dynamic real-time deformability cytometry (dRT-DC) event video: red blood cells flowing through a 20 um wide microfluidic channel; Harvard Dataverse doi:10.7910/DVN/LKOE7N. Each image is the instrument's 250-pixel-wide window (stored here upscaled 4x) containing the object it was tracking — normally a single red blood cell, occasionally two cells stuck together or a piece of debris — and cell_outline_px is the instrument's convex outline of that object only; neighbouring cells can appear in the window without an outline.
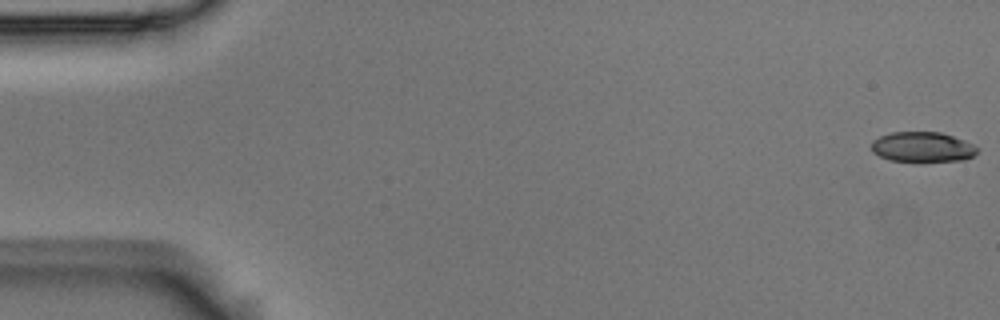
{"species": "Egyptian fruit bat (a non-hibernating species)", "species_latin": "Rousettus aegyptiacus", "temperature_condition": "room temperature", "stored_images_in_passage": 54, "camera_frame_rate_fps": 3000, "um_per_image_px": 0.085, "animal": {"sex": "male"}, "frame": {"image": 1, "passage_image": 1, "time_ms": 0.0, "image_size_px": [1000, 320], "cell_outline_px": [[980, 148], [972, 156], [964, 160], [920, 164], [888, 160], [872, 152], [872, 140], [880, 136], [892, 132], [940, 132], [964, 140]], "centroid_in_image_um": [78.41, 12.54], "position_along_channel_um": 6.6, "area_um2": 19.31}}
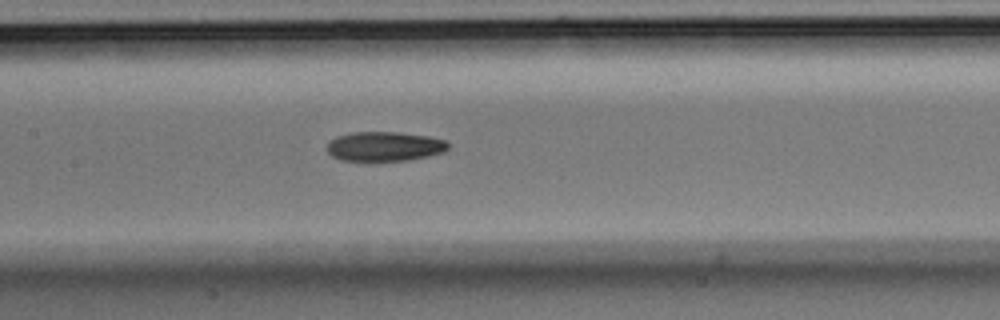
{"frame": {"image": 2, "passage_image": 26, "time_ms": 8.333, "image_size_px": [1000, 320], "cell_outline_px": [[448, 148], [444, 152], [428, 156], [408, 160], [372, 164], [340, 160], [332, 156], [328, 152], [328, 140], [336, 136], [348, 132], [396, 132], [428, 136], [444, 140], [448, 144]], "centroid_in_image_um": [32.61, 12.49], "position_along_channel_um": 174.8, "area_um2": 21.73}}
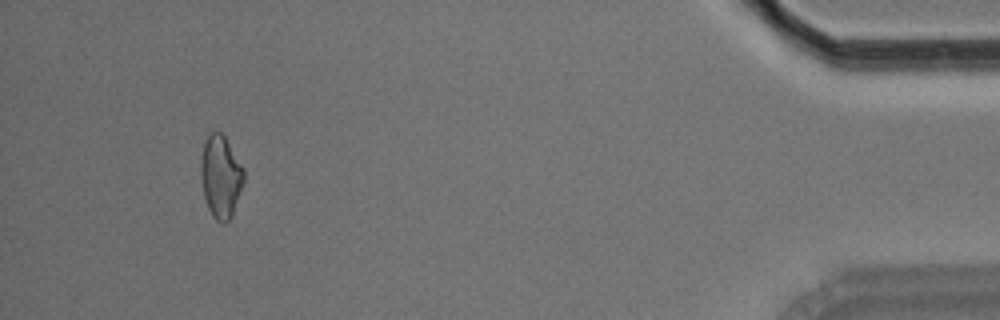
{"frame": {"image": 3, "passage_image": 51, "time_ms": 16.667, "image_size_px": [1000, 320], "cell_outline_px": [[244, 180], [232, 216], [224, 224], [216, 220], [212, 216], [208, 208], [204, 196], [200, 176], [200, 160], [204, 140], [216, 128], [224, 136], [244, 168]], "centroid_in_image_um": [18.74, 14.99], "position_along_channel_um": 416.5, "area_um2": 20.81}, "authors_computed_cell_mechanics": {"area_um2": 20.7502, "velocity_mm_per_s": 3.7282, "shape_relaxation_time_tau1_ms": 6.8636, "shape_relaxation_time_tau2_ms": null, "deformation_change_tau1": 0.1542, "deformation_change_tau2": null}}